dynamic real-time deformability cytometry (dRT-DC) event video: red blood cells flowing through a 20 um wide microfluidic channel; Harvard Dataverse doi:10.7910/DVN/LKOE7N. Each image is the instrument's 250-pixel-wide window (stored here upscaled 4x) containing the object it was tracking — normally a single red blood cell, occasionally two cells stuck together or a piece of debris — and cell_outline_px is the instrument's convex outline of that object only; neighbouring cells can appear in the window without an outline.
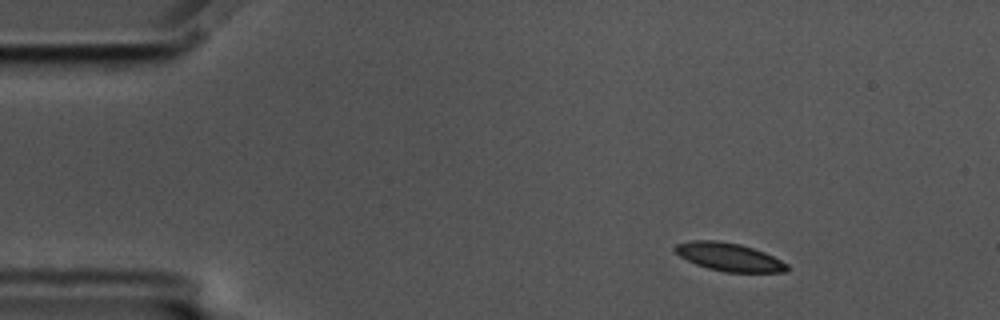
{"species": "common noctule bat (a hibernating species)", "species_latin": "Nyctalus noctula", "temperature_condition": "cold", "stored_images_in_passage": 52, "camera_frame_rate_fps": 3000, "um_per_image_px": 0.085, "animal": {"sex": "male", "body_mass_g": 17.5, "forearm_length_mm": 52.3}, "frame": {"image": 1, "passage_image": 1, "time_ms": 0.0, "image_size_px": [1000, 320], "cell_outline_px": [[788, 272], [724, 272], [708, 268], [696, 264], [680, 256], [672, 248], [676, 244], [688, 240], [716, 240], [740, 244], [764, 252], [788, 264]], "centroid_in_image_um": [61.95, 21.84], "position_along_channel_um": 23.1, "area_um2": 18.32}}
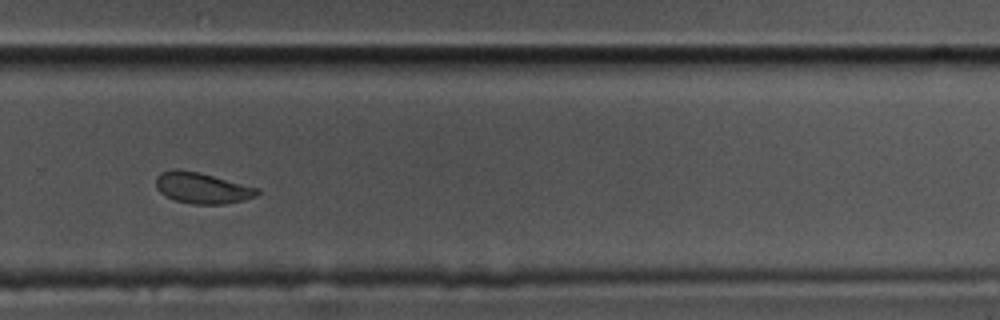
{"frame": {"image": 2, "passage_image": 33, "time_ms": 10.667, "image_size_px": [1000, 320], "cell_outline_px": [[260, 192], [256, 196], [224, 204], [192, 204], [176, 200], [164, 196], [156, 188], [156, 176], [160, 172], [176, 168], [200, 172], [260, 188]], "centroid_in_image_um": [17.15, 15.96], "position_along_channel_um": 312.6, "area_um2": 18.44}}
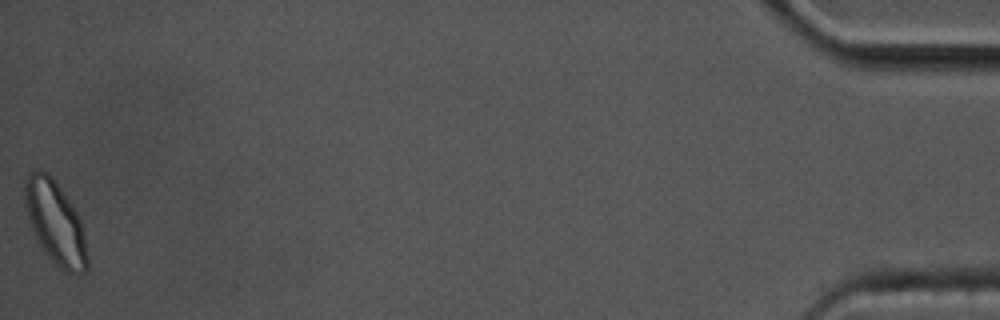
{"frame": {"image": 3, "passage_image": 52, "time_ms": 17.0, "image_size_px": [1000, 320], "cell_outline_px": [[88, 268], [80, 276], [72, 276], [64, 272], [44, 252], [32, 228], [24, 204], [24, 176], [28, 172], [36, 168], [48, 172], [52, 176], [72, 204], [80, 220], [84, 236], [88, 260]], "centroid_in_image_um": [4.69, 18.91], "position_along_channel_um": 430.5, "area_um2": 30.58}, "authors_computed_cell_mechanics": {"area_um2": 19.1318, "velocity_mm_per_s": 3.4072, "shape_relaxation_time_tau1_ms": 5.843, "shape_relaxation_time_tau2_ms": 3.9199, "deformation_change_tau1": 0.117, "deformation_change_tau2": 0.0852}}